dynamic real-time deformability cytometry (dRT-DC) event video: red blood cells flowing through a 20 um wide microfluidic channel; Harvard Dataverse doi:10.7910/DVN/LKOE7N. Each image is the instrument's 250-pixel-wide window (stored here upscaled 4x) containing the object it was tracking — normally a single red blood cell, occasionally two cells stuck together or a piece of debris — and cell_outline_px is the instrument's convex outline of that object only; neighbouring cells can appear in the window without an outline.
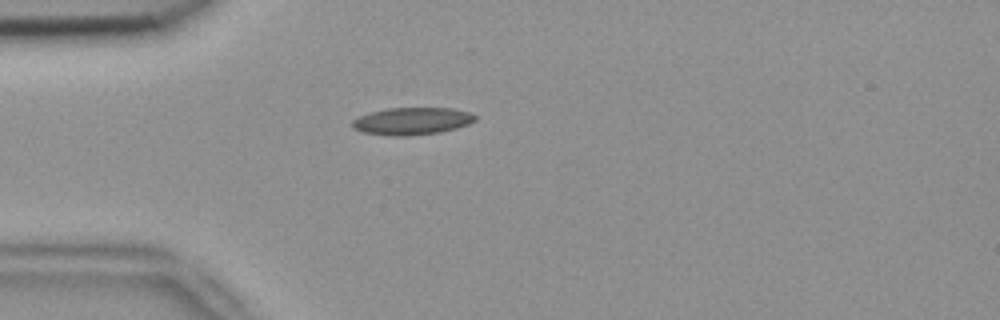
{"species": "common noctule bat (a hibernating species)", "species_latin": "Nyctalus noctula", "temperature_condition": "room temperature", "stored_images_in_passage": 2, "camera_frame_rate_fps": 3000, "um_per_image_px": 0.085, "animal": {"sex": "female", "body_mass_g": 18.4}, "frame": {"image": 1, "passage_image": 1, "time_ms": 0.0, "image_size_px": [1000, 320], "cell_outline_px": [[476, 120], [468, 124], [456, 128], [440, 132], [408, 136], [392, 136], [364, 132], [352, 128], [352, 120], [368, 112], [388, 108], [452, 108], [468, 112], [476, 116]], "centroid_in_image_um": [35.0, 10.29], "position_along_channel_um": 50.0, "area_um2": 19.54}}